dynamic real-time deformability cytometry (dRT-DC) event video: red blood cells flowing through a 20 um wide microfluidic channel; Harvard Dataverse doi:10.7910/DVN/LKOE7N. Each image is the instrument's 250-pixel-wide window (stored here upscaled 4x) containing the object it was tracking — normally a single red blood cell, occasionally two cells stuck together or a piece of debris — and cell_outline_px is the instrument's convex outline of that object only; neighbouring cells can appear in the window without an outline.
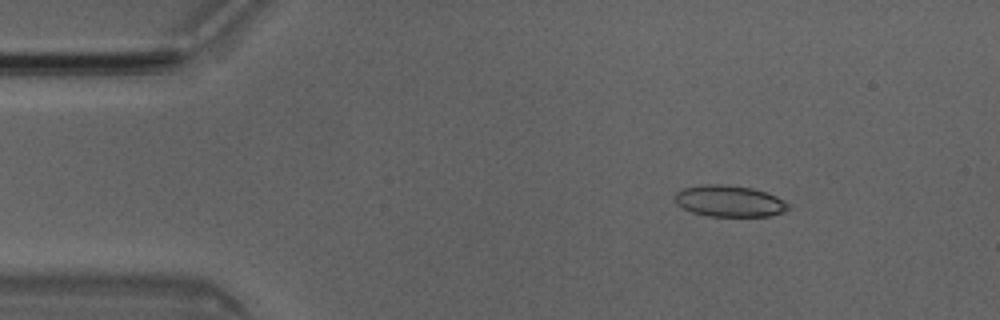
{"species": "Egyptian fruit bat (a non-hibernating species)", "species_latin": "Rousettus aegyptiacus", "temperature_condition": "room temperature", "stored_images_in_passage": 3, "camera_frame_rate_fps": 3000, "um_per_image_px": 0.085, "animal": {"sex": "male"}, "frame": {"image": 1, "passage_image": 2, "time_ms": 0.333, "image_size_px": [1000, 320], "cell_outline_px": [[788, 208], [784, 212], [768, 216], [708, 216], [692, 212], [676, 204], [676, 192], [684, 188], [704, 184], [720, 184], [752, 188], [776, 196], [784, 200], [788, 204]], "centroid_in_image_um": [61.99, 17.09], "position_along_channel_um": 23.0, "area_um2": 20.52}}